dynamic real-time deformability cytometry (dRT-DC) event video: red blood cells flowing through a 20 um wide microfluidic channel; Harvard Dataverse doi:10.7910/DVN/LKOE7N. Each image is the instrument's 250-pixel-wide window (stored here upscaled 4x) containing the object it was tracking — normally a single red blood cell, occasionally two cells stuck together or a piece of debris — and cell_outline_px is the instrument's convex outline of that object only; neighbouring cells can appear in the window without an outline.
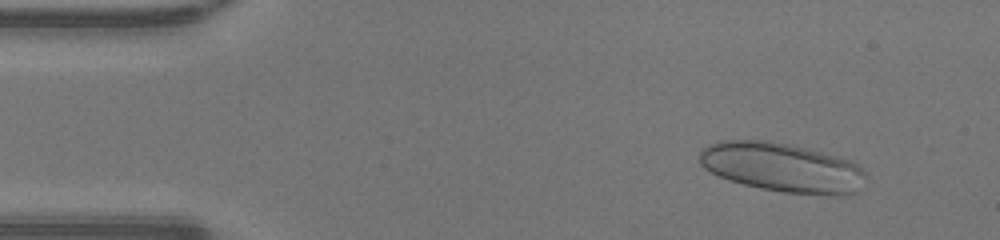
{"species": "human", "species_latin": "Homo sapiens", "temperature_condition": "warm", "stored_images_in_passage": 44, "camera_frame_rate_fps": 3000, "um_per_image_px": 0.085, "donor": {"sex": "male"}, "frame": {"image": 1, "passage_image": 1, "time_ms": 0.0, "image_size_px": [1000, 240], "cell_outline_px": [[864, 176], [856, 192], [844, 196], [836, 196], [784, 192], [760, 188], [728, 180], [704, 168], [700, 164], [700, 152], [708, 144], [716, 140], [772, 140], [852, 160], [864, 172]], "centroid_in_image_um": [66.45, 14.23], "position_along_channel_um": 18.6, "area_um2": 47.63}}
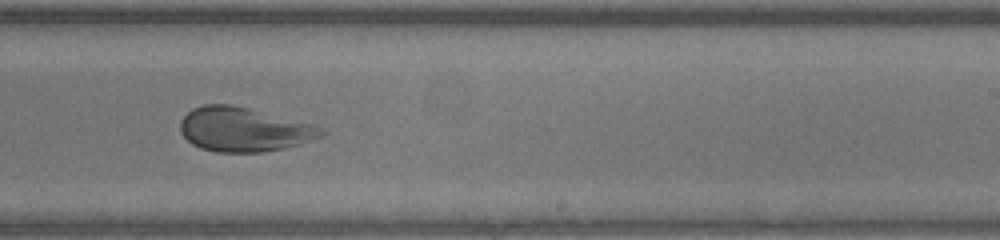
{"frame": {"image": 2, "passage_image": 25, "time_ms": 8.0, "image_size_px": [1000, 240], "cell_outline_px": [[324, 136], [300, 144], [284, 148], [264, 152], [216, 152], [200, 148], [192, 144], [180, 132], [180, 120], [192, 108], [204, 104], [232, 104], [312, 124], [324, 128]], "centroid_in_image_um": [20.71, 11.01], "position_along_channel_um": 268.3, "area_um2": 36.36}}
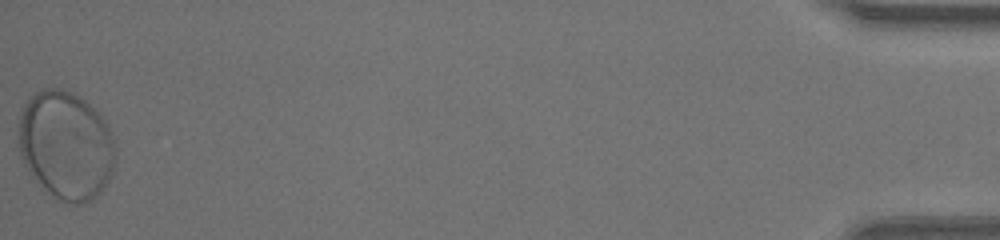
{"frame": {"image": 3, "passage_image": 44, "time_ms": 14.333, "image_size_px": [1000, 240], "cell_outline_px": [[116, 164], [108, 180], [100, 192], [92, 200], [80, 204], [68, 204], [60, 200], [24, 164], [20, 156], [20, 108], [36, 92], [44, 88], [60, 88], [72, 92], [80, 96], [96, 108], [100, 112], [108, 124], [116, 144]], "centroid_in_image_um": [5.67, 12.29], "position_along_channel_um": 429.5, "area_um2": 61.15}, "authors_computed_cell_mechanics": {"area_um2": 41.2403, "velocity_mm_per_s": 4.2491, "shape_relaxation_time_tau1_ms": 6.874, "shape_relaxation_time_tau2_ms": null, "deformation_change_tau1": 0.25, "deformation_change_tau2": null}}